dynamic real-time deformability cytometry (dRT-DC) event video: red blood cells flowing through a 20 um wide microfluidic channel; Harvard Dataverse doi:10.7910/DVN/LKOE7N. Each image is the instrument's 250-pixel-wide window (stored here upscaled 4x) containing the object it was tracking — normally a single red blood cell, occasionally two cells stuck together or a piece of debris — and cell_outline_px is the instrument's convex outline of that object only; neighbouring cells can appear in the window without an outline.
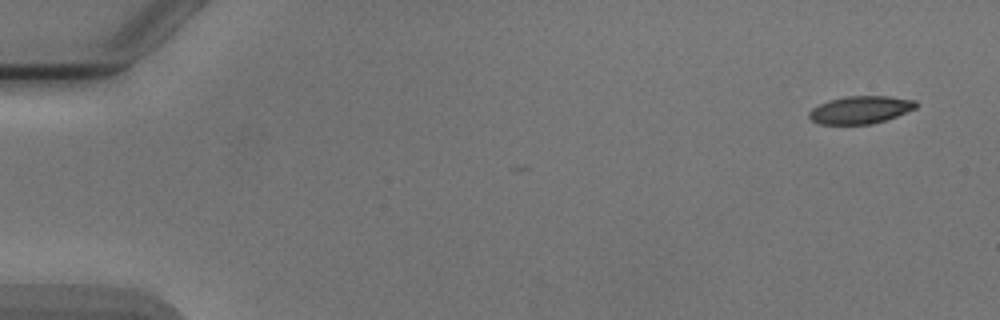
{"species": "Egyptian fruit bat (a non-hibernating species)", "species_latin": "Rousettus aegyptiacus", "temperature_condition": "cold", "stored_images_in_passage": 6, "segment_of_instrument_passage": [1, 2], "camera_frame_rate_fps": 3000, "um_per_image_px": 0.085, "animal": {"sex": "male"}, "frame": {"image": 1, "passage_image": 1, "time_ms": 0.0, "image_size_px": [1000, 320], "cell_outline_px": [[916, 108], [896, 116], [872, 124], [820, 124], [812, 120], [808, 116], [808, 112], [812, 108], [828, 100], [844, 96], [888, 96], [916, 100]], "centroid_in_image_um": [73.11, 9.33], "position_along_channel_um": 11.9, "area_um2": 17.17}}
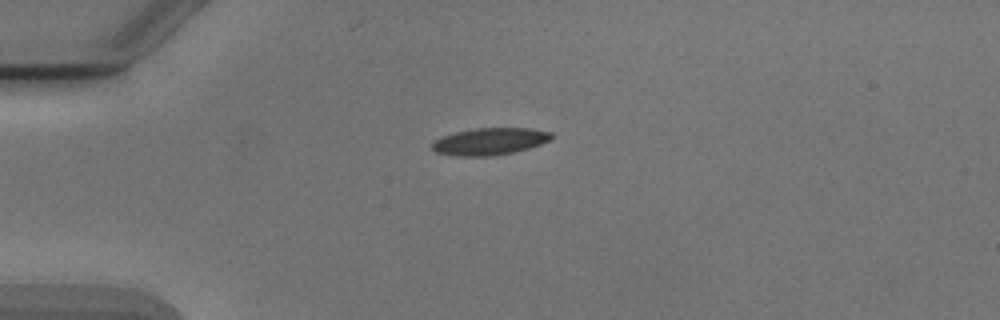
{"frame": {"image": 2, "passage_image": 4, "time_ms": 3.667, "image_size_px": [1000, 320], "cell_outline_px": [[552, 136], [548, 140], [540, 144], [528, 148], [512, 152], [488, 156], [456, 156], [436, 152], [432, 148], [432, 144], [436, 140], [444, 136], [456, 132], [476, 128], [528, 128], [552, 132]], "centroid_in_image_um": [41.62, 12.02], "position_along_channel_um": 43.4, "area_um2": 18.44}}